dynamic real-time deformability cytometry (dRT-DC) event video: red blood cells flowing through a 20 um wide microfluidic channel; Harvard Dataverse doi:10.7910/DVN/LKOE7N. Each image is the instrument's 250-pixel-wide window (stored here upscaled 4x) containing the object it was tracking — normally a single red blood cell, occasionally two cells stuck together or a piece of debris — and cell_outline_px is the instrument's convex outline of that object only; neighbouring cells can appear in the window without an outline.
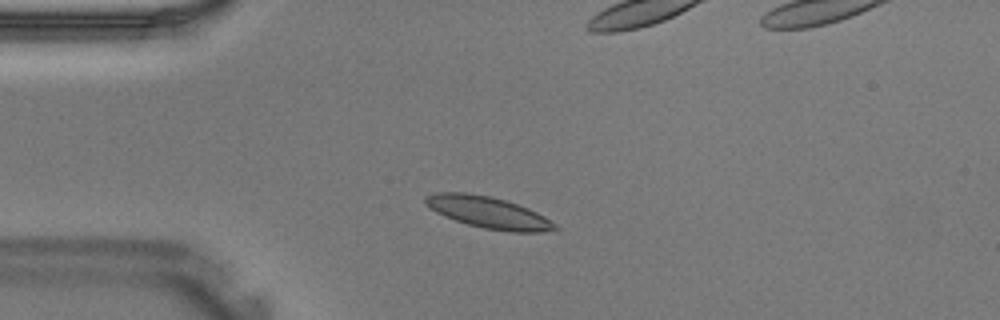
{"species": "Egyptian fruit bat (a non-hibernating species)", "species_latin": "Rousettus aegyptiacus", "temperature_condition": "warm", "stored_images_in_passage": 33, "camera_frame_rate_fps": 3000, "um_per_image_px": 0.085, "animal": {"sex": "male"}, "frame": {"image": 1, "passage_image": 1, "time_ms": 0.0, "image_size_px": [1000, 320], "cell_outline_px": [[560, 228], [540, 232], [512, 232], [484, 228], [468, 224], [444, 216], [436, 212], [424, 204], [424, 196], [436, 192], [464, 192], [492, 196], [528, 208], [544, 216], [556, 224]], "centroid_in_image_um": [41.48, 18.05], "position_along_channel_um": 43.5, "area_um2": 23.81}}
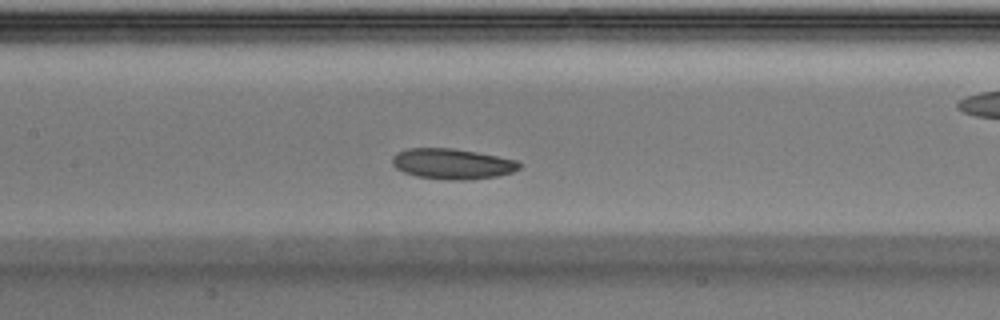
{"frame": {"image": 2, "passage_image": 10, "time_ms": 3.0, "image_size_px": [1000, 320], "cell_outline_px": [[520, 168], [512, 172], [496, 176], [472, 180], [448, 180], [416, 176], [404, 172], [396, 168], [392, 164], [392, 156], [396, 152], [408, 148], [452, 148], [476, 152], [516, 160], [520, 164]], "centroid_in_image_um": [38.41, 13.93], "position_along_channel_um": 169.0, "area_um2": 22.6}}